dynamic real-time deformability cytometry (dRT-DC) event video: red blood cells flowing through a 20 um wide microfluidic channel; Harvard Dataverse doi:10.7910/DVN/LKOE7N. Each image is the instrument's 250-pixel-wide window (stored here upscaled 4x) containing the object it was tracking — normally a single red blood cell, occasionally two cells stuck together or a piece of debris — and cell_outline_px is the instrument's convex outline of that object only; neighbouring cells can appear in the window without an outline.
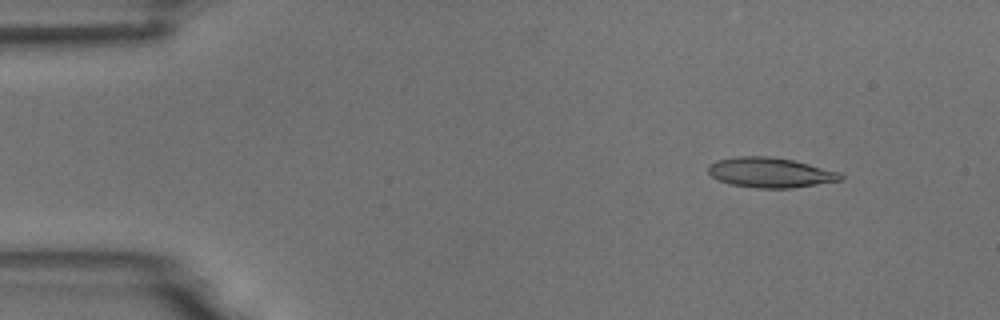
{"species": "common noctule bat (a hibernating species)", "species_latin": "Nyctalus noctula", "temperature_condition": "room temperature", "stored_images_in_passage": 4, "camera_frame_rate_fps": 3000, "um_per_image_px": 0.085, "animal": {"sex": "male", "body_mass_g": 18.8}, "frame": {"image": 1, "passage_image": 2, "time_ms": 1.333, "image_size_px": [1000, 320], "cell_outline_px": [[844, 180], [792, 188], [756, 188], [728, 184], [712, 176], [708, 172], [708, 164], [716, 160], [736, 156], [768, 156], [792, 160], [840, 172], [844, 176]], "centroid_in_image_um": [65.46, 14.67], "position_along_channel_um": 19.5, "area_um2": 23.24}}
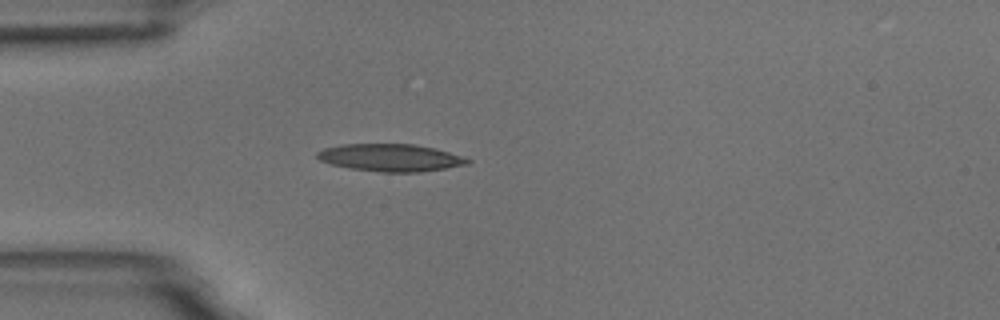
{"frame": {"image": 2, "passage_image": 4, "time_ms": 4.333, "image_size_px": [1000, 320], "cell_outline_px": [[472, 160], [468, 164], [420, 172], [380, 172], [348, 168], [332, 164], [320, 160], [316, 156], [316, 152], [324, 148], [344, 144], [412, 144], [432, 148], [448, 152]], "centroid_in_image_um": [33.15, 13.4], "position_along_channel_um": 51.9, "area_um2": 23.76}}